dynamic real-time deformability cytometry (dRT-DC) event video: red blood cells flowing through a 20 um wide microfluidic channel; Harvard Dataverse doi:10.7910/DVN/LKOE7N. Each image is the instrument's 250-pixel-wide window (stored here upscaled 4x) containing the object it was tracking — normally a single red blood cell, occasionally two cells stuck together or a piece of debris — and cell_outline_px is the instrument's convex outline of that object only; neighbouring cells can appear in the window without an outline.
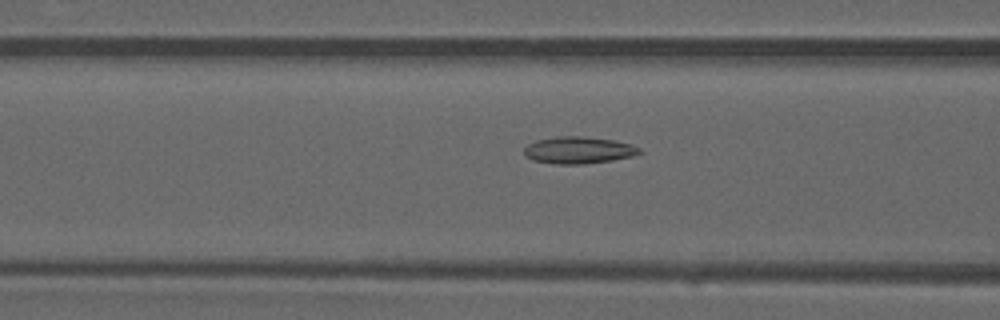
{"species": "common noctule bat (a hibernating species)", "species_latin": "Nyctalus noctula", "temperature_condition": "warm", "stored_images_in_passage": 38, "camera_frame_rate_fps": 3000, "um_per_image_px": 0.085, "animal": {"sex": "male", "forearm_length_mm": 52.5}, "frame": {"image": 1, "passage_image": 7, "time_ms": 2.0, "image_size_px": [1000, 320], "cell_outline_px": [[644, 152], [632, 156], [612, 160], [584, 164], [556, 164], [532, 160], [524, 156], [524, 148], [528, 144], [536, 140], [556, 136], [580, 136], [612, 140], [632, 144], [640, 148]], "centroid_in_image_um": [49.16, 12.76], "position_along_channel_um": 117.4, "area_um2": 18.21}}
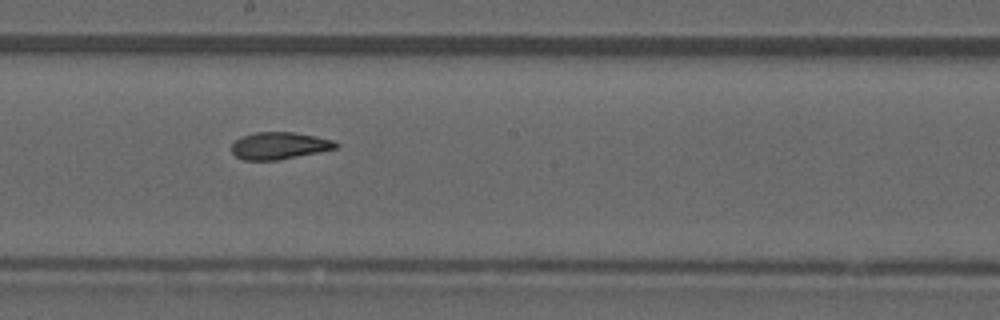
{"frame": {"image": 2, "passage_image": 15, "time_ms": 4.667, "image_size_px": [1000, 320], "cell_outline_px": [[340, 144], [336, 148], [276, 160], [244, 160], [236, 156], [232, 152], [232, 144], [240, 136], [256, 132], [292, 132], [316, 136], [332, 140]], "centroid_in_image_um": [23.71, 12.37], "position_along_channel_um": 224.5, "area_um2": 16.24}}
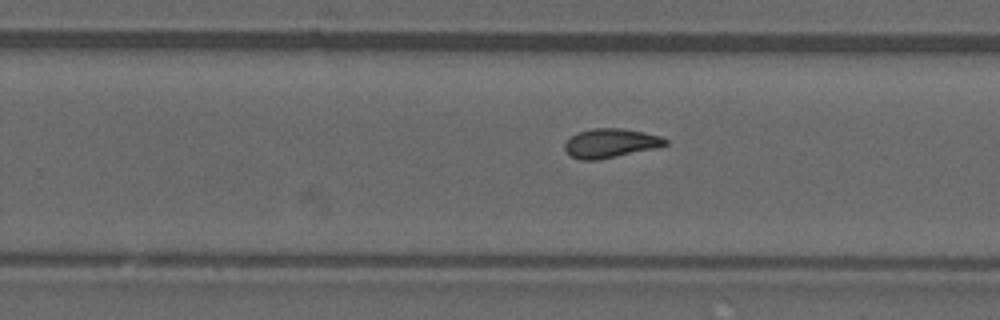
{"frame": {"image": 3, "passage_image": 19, "time_ms": 6.0, "image_size_px": [1000, 320], "cell_outline_px": [[668, 144], [656, 148], [596, 160], [580, 160], [572, 156], [564, 148], [564, 144], [576, 132], [592, 128], [620, 128], [644, 132], [660, 136], [668, 140]], "centroid_in_image_um": [51.9, 12.16], "position_along_channel_um": 277.9, "area_um2": 16.94}, "authors_computed_cell_mechanics": {"area_um2": 16.7909, "velocity_mm_per_s": 4.0178, "shape_relaxation_time_tau1_ms": null, "shape_relaxation_time_tau2_ms": 2.6134, "deformation_change_tau1": null, "deformation_change_tau2": 0.0882}}